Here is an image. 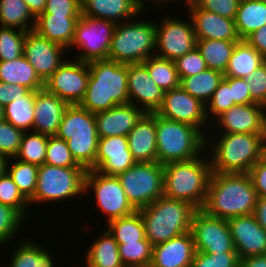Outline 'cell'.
I'll list each match as a JSON object with an SVG mask.
<instances>
[{"label": "cell", "mask_w": 266, "mask_h": 267, "mask_svg": "<svg viewBox=\"0 0 266 267\" xmlns=\"http://www.w3.org/2000/svg\"><path fill=\"white\" fill-rule=\"evenodd\" d=\"M257 198L248 173L212 172L202 210L223 219L251 215Z\"/></svg>", "instance_id": "cell-1"}, {"label": "cell", "mask_w": 266, "mask_h": 267, "mask_svg": "<svg viewBox=\"0 0 266 267\" xmlns=\"http://www.w3.org/2000/svg\"><path fill=\"white\" fill-rule=\"evenodd\" d=\"M89 81L80 106L97 113L129 103L127 64L111 60L88 62Z\"/></svg>", "instance_id": "cell-2"}, {"label": "cell", "mask_w": 266, "mask_h": 267, "mask_svg": "<svg viewBox=\"0 0 266 267\" xmlns=\"http://www.w3.org/2000/svg\"><path fill=\"white\" fill-rule=\"evenodd\" d=\"M203 156L207 157L202 154L189 161L164 164L163 196L183 200L202 209L212 174L210 158L204 159Z\"/></svg>", "instance_id": "cell-3"}, {"label": "cell", "mask_w": 266, "mask_h": 267, "mask_svg": "<svg viewBox=\"0 0 266 267\" xmlns=\"http://www.w3.org/2000/svg\"><path fill=\"white\" fill-rule=\"evenodd\" d=\"M205 136V137H204ZM196 127L161 117L156 113L157 162L189 161L208 150V137Z\"/></svg>", "instance_id": "cell-4"}, {"label": "cell", "mask_w": 266, "mask_h": 267, "mask_svg": "<svg viewBox=\"0 0 266 267\" xmlns=\"http://www.w3.org/2000/svg\"><path fill=\"white\" fill-rule=\"evenodd\" d=\"M210 157L212 172L248 173L266 153V135L220 133Z\"/></svg>", "instance_id": "cell-5"}, {"label": "cell", "mask_w": 266, "mask_h": 267, "mask_svg": "<svg viewBox=\"0 0 266 267\" xmlns=\"http://www.w3.org/2000/svg\"><path fill=\"white\" fill-rule=\"evenodd\" d=\"M197 208L165 196L138 209L145 225L146 239L154 246L189 232Z\"/></svg>", "instance_id": "cell-6"}, {"label": "cell", "mask_w": 266, "mask_h": 267, "mask_svg": "<svg viewBox=\"0 0 266 267\" xmlns=\"http://www.w3.org/2000/svg\"><path fill=\"white\" fill-rule=\"evenodd\" d=\"M56 136L67 141L79 165L89 170L95 164L99 140L95 113L80 105H69L64 111Z\"/></svg>", "instance_id": "cell-7"}, {"label": "cell", "mask_w": 266, "mask_h": 267, "mask_svg": "<svg viewBox=\"0 0 266 267\" xmlns=\"http://www.w3.org/2000/svg\"><path fill=\"white\" fill-rule=\"evenodd\" d=\"M155 45V22L134 19L124 21L116 25L108 60L121 64L143 63L149 57L155 56Z\"/></svg>", "instance_id": "cell-8"}, {"label": "cell", "mask_w": 266, "mask_h": 267, "mask_svg": "<svg viewBox=\"0 0 266 267\" xmlns=\"http://www.w3.org/2000/svg\"><path fill=\"white\" fill-rule=\"evenodd\" d=\"M86 171L84 167H56L45 163L40 165L36 189L28 200L29 205L85 195Z\"/></svg>", "instance_id": "cell-9"}, {"label": "cell", "mask_w": 266, "mask_h": 267, "mask_svg": "<svg viewBox=\"0 0 266 267\" xmlns=\"http://www.w3.org/2000/svg\"><path fill=\"white\" fill-rule=\"evenodd\" d=\"M117 177L127 200L136 210L152 204L164 194V165L158 162H136Z\"/></svg>", "instance_id": "cell-10"}, {"label": "cell", "mask_w": 266, "mask_h": 267, "mask_svg": "<svg viewBox=\"0 0 266 267\" xmlns=\"http://www.w3.org/2000/svg\"><path fill=\"white\" fill-rule=\"evenodd\" d=\"M116 23L99 18L81 16L76 24L70 47L80 49L75 59L83 62L107 60ZM83 51H82V50Z\"/></svg>", "instance_id": "cell-11"}, {"label": "cell", "mask_w": 266, "mask_h": 267, "mask_svg": "<svg viewBox=\"0 0 266 267\" xmlns=\"http://www.w3.org/2000/svg\"><path fill=\"white\" fill-rule=\"evenodd\" d=\"M85 194L93 191L96 204L106 214V224L129 216L136 209L127 200L126 193L117 176H107L96 170H87L85 175Z\"/></svg>", "instance_id": "cell-12"}, {"label": "cell", "mask_w": 266, "mask_h": 267, "mask_svg": "<svg viewBox=\"0 0 266 267\" xmlns=\"http://www.w3.org/2000/svg\"><path fill=\"white\" fill-rule=\"evenodd\" d=\"M70 60V61H69ZM65 59L59 68L44 82V88L68 105H80L89 81V65L76 59Z\"/></svg>", "instance_id": "cell-13"}, {"label": "cell", "mask_w": 266, "mask_h": 267, "mask_svg": "<svg viewBox=\"0 0 266 267\" xmlns=\"http://www.w3.org/2000/svg\"><path fill=\"white\" fill-rule=\"evenodd\" d=\"M195 250L207 254L236 252L227 219L207 214L197 209L190 229Z\"/></svg>", "instance_id": "cell-14"}, {"label": "cell", "mask_w": 266, "mask_h": 267, "mask_svg": "<svg viewBox=\"0 0 266 267\" xmlns=\"http://www.w3.org/2000/svg\"><path fill=\"white\" fill-rule=\"evenodd\" d=\"M162 19L160 26L156 23V56L175 61L196 48L197 38L191 19L189 22L169 16Z\"/></svg>", "instance_id": "cell-15"}, {"label": "cell", "mask_w": 266, "mask_h": 267, "mask_svg": "<svg viewBox=\"0 0 266 267\" xmlns=\"http://www.w3.org/2000/svg\"><path fill=\"white\" fill-rule=\"evenodd\" d=\"M156 113L163 118L192 125L201 132L208 122L205 104L181 86L164 92L163 103Z\"/></svg>", "instance_id": "cell-16"}, {"label": "cell", "mask_w": 266, "mask_h": 267, "mask_svg": "<svg viewBox=\"0 0 266 267\" xmlns=\"http://www.w3.org/2000/svg\"><path fill=\"white\" fill-rule=\"evenodd\" d=\"M65 48L38 35L34 30L27 32L23 55L45 82L64 62Z\"/></svg>", "instance_id": "cell-17"}, {"label": "cell", "mask_w": 266, "mask_h": 267, "mask_svg": "<svg viewBox=\"0 0 266 267\" xmlns=\"http://www.w3.org/2000/svg\"><path fill=\"white\" fill-rule=\"evenodd\" d=\"M127 81L129 103L145 113L156 112L161 107L164 91L153 81L143 63L127 64Z\"/></svg>", "instance_id": "cell-18"}, {"label": "cell", "mask_w": 266, "mask_h": 267, "mask_svg": "<svg viewBox=\"0 0 266 267\" xmlns=\"http://www.w3.org/2000/svg\"><path fill=\"white\" fill-rule=\"evenodd\" d=\"M239 259L266 254V230L253 214L227 219Z\"/></svg>", "instance_id": "cell-19"}, {"label": "cell", "mask_w": 266, "mask_h": 267, "mask_svg": "<svg viewBox=\"0 0 266 267\" xmlns=\"http://www.w3.org/2000/svg\"><path fill=\"white\" fill-rule=\"evenodd\" d=\"M221 133L266 135V107L259 103L236 104L215 119Z\"/></svg>", "instance_id": "cell-20"}, {"label": "cell", "mask_w": 266, "mask_h": 267, "mask_svg": "<svg viewBox=\"0 0 266 267\" xmlns=\"http://www.w3.org/2000/svg\"><path fill=\"white\" fill-rule=\"evenodd\" d=\"M136 163L127 136L99 138L95 164L90 168L107 176H117Z\"/></svg>", "instance_id": "cell-21"}, {"label": "cell", "mask_w": 266, "mask_h": 267, "mask_svg": "<svg viewBox=\"0 0 266 267\" xmlns=\"http://www.w3.org/2000/svg\"><path fill=\"white\" fill-rule=\"evenodd\" d=\"M197 39L240 41L233 19L199 8L192 0L186 4Z\"/></svg>", "instance_id": "cell-22"}, {"label": "cell", "mask_w": 266, "mask_h": 267, "mask_svg": "<svg viewBox=\"0 0 266 267\" xmlns=\"http://www.w3.org/2000/svg\"><path fill=\"white\" fill-rule=\"evenodd\" d=\"M144 114L131 103L95 113L98 137L127 136Z\"/></svg>", "instance_id": "cell-23"}, {"label": "cell", "mask_w": 266, "mask_h": 267, "mask_svg": "<svg viewBox=\"0 0 266 267\" xmlns=\"http://www.w3.org/2000/svg\"><path fill=\"white\" fill-rule=\"evenodd\" d=\"M191 231L153 246L150 267H191L195 254Z\"/></svg>", "instance_id": "cell-24"}, {"label": "cell", "mask_w": 266, "mask_h": 267, "mask_svg": "<svg viewBox=\"0 0 266 267\" xmlns=\"http://www.w3.org/2000/svg\"><path fill=\"white\" fill-rule=\"evenodd\" d=\"M81 4L83 16L106 19L116 24L134 19L147 10L144 0H81Z\"/></svg>", "instance_id": "cell-25"}, {"label": "cell", "mask_w": 266, "mask_h": 267, "mask_svg": "<svg viewBox=\"0 0 266 267\" xmlns=\"http://www.w3.org/2000/svg\"><path fill=\"white\" fill-rule=\"evenodd\" d=\"M69 105L45 88L35 91L33 131L56 135L65 109Z\"/></svg>", "instance_id": "cell-26"}, {"label": "cell", "mask_w": 266, "mask_h": 267, "mask_svg": "<svg viewBox=\"0 0 266 267\" xmlns=\"http://www.w3.org/2000/svg\"><path fill=\"white\" fill-rule=\"evenodd\" d=\"M127 138L136 162H157L156 112L145 113Z\"/></svg>", "instance_id": "cell-27"}, {"label": "cell", "mask_w": 266, "mask_h": 267, "mask_svg": "<svg viewBox=\"0 0 266 267\" xmlns=\"http://www.w3.org/2000/svg\"><path fill=\"white\" fill-rule=\"evenodd\" d=\"M79 18L65 17V15H38L34 31L41 37L68 50L74 39L75 27Z\"/></svg>", "instance_id": "cell-28"}, {"label": "cell", "mask_w": 266, "mask_h": 267, "mask_svg": "<svg viewBox=\"0 0 266 267\" xmlns=\"http://www.w3.org/2000/svg\"><path fill=\"white\" fill-rule=\"evenodd\" d=\"M0 82L22 85L30 91L44 88V82L24 55L15 60L0 61Z\"/></svg>", "instance_id": "cell-29"}, {"label": "cell", "mask_w": 266, "mask_h": 267, "mask_svg": "<svg viewBox=\"0 0 266 267\" xmlns=\"http://www.w3.org/2000/svg\"><path fill=\"white\" fill-rule=\"evenodd\" d=\"M265 61L266 59L246 40H240L236 43L224 76L246 78Z\"/></svg>", "instance_id": "cell-30"}, {"label": "cell", "mask_w": 266, "mask_h": 267, "mask_svg": "<svg viewBox=\"0 0 266 267\" xmlns=\"http://www.w3.org/2000/svg\"><path fill=\"white\" fill-rule=\"evenodd\" d=\"M86 252L87 267H125L120 259L118 243L106 229Z\"/></svg>", "instance_id": "cell-31"}, {"label": "cell", "mask_w": 266, "mask_h": 267, "mask_svg": "<svg viewBox=\"0 0 266 267\" xmlns=\"http://www.w3.org/2000/svg\"><path fill=\"white\" fill-rule=\"evenodd\" d=\"M234 22L240 39L245 40L257 29L266 25V3L240 0Z\"/></svg>", "instance_id": "cell-32"}, {"label": "cell", "mask_w": 266, "mask_h": 267, "mask_svg": "<svg viewBox=\"0 0 266 267\" xmlns=\"http://www.w3.org/2000/svg\"><path fill=\"white\" fill-rule=\"evenodd\" d=\"M237 42L239 41L197 39L196 48L201 53L208 68L224 74Z\"/></svg>", "instance_id": "cell-33"}, {"label": "cell", "mask_w": 266, "mask_h": 267, "mask_svg": "<svg viewBox=\"0 0 266 267\" xmlns=\"http://www.w3.org/2000/svg\"><path fill=\"white\" fill-rule=\"evenodd\" d=\"M106 225L104 230L107 229L118 244L148 241L144 221L138 210L129 216L112 220Z\"/></svg>", "instance_id": "cell-34"}, {"label": "cell", "mask_w": 266, "mask_h": 267, "mask_svg": "<svg viewBox=\"0 0 266 267\" xmlns=\"http://www.w3.org/2000/svg\"><path fill=\"white\" fill-rule=\"evenodd\" d=\"M223 78V73L207 68L199 74L184 77L180 81V86L206 105Z\"/></svg>", "instance_id": "cell-35"}, {"label": "cell", "mask_w": 266, "mask_h": 267, "mask_svg": "<svg viewBox=\"0 0 266 267\" xmlns=\"http://www.w3.org/2000/svg\"><path fill=\"white\" fill-rule=\"evenodd\" d=\"M35 22L36 17L23 0H0V26L30 32Z\"/></svg>", "instance_id": "cell-36"}, {"label": "cell", "mask_w": 266, "mask_h": 267, "mask_svg": "<svg viewBox=\"0 0 266 267\" xmlns=\"http://www.w3.org/2000/svg\"><path fill=\"white\" fill-rule=\"evenodd\" d=\"M31 240H24L14 249L9 267H54L53 257L43 246ZM7 265L5 267H8Z\"/></svg>", "instance_id": "cell-37"}, {"label": "cell", "mask_w": 266, "mask_h": 267, "mask_svg": "<svg viewBox=\"0 0 266 267\" xmlns=\"http://www.w3.org/2000/svg\"><path fill=\"white\" fill-rule=\"evenodd\" d=\"M35 91L8 103L4 107V119L23 132L33 131Z\"/></svg>", "instance_id": "cell-38"}, {"label": "cell", "mask_w": 266, "mask_h": 267, "mask_svg": "<svg viewBox=\"0 0 266 267\" xmlns=\"http://www.w3.org/2000/svg\"><path fill=\"white\" fill-rule=\"evenodd\" d=\"M143 64L146 66L153 81L164 92L180 87V78L173 60L155 55L146 59Z\"/></svg>", "instance_id": "cell-39"}, {"label": "cell", "mask_w": 266, "mask_h": 267, "mask_svg": "<svg viewBox=\"0 0 266 267\" xmlns=\"http://www.w3.org/2000/svg\"><path fill=\"white\" fill-rule=\"evenodd\" d=\"M8 161L7 172L12 177L21 194L29 200L35 192L39 166L15 158V162ZM11 164V166H10Z\"/></svg>", "instance_id": "cell-40"}, {"label": "cell", "mask_w": 266, "mask_h": 267, "mask_svg": "<svg viewBox=\"0 0 266 267\" xmlns=\"http://www.w3.org/2000/svg\"><path fill=\"white\" fill-rule=\"evenodd\" d=\"M30 133H23L20 148L15 158L38 166L43 165L45 163L48 135L34 131Z\"/></svg>", "instance_id": "cell-41"}, {"label": "cell", "mask_w": 266, "mask_h": 267, "mask_svg": "<svg viewBox=\"0 0 266 267\" xmlns=\"http://www.w3.org/2000/svg\"><path fill=\"white\" fill-rule=\"evenodd\" d=\"M120 259L125 267H150L153 245L149 241L118 244Z\"/></svg>", "instance_id": "cell-42"}, {"label": "cell", "mask_w": 266, "mask_h": 267, "mask_svg": "<svg viewBox=\"0 0 266 267\" xmlns=\"http://www.w3.org/2000/svg\"><path fill=\"white\" fill-rule=\"evenodd\" d=\"M26 31L0 26V61H11L23 55Z\"/></svg>", "instance_id": "cell-43"}, {"label": "cell", "mask_w": 266, "mask_h": 267, "mask_svg": "<svg viewBox=\"0 0 266 267\" xmlns=\"http://www.w3.org/2000/svg\"><path fill=\"white\" fill-rule=\"evenodd\" d=\"M45 164L56 167H83L73 158L67 141L58 138L56 135H48Z\"/></svg>", "instance_id": "cell-44"}, {"label": "cell", "mask_w": 266, "mask_h": 267, "mask_svg": "<svg viewBox=\"0 0 266 267\" xmlns=\"http://www.w3.org/2000/svg\"><path fill=\"white\" fill-rule=\"evenodd\" d=\"M0 203L13 207L24 218L28 212L29 201L18 190L12 177L6 172L0 176Z\"/></svg>", "instance_id": "cell-45"}, {"label": "cell", "mask_w": 266, "mask_h": 267, "mask_svg": "<svg viewBox=\"0 0 266 267\" xmlns=\"http://www.w3.org/2000/svg\"><path fill=\"white\" fill-rule=\"evenodd\" d=\"M24 217L13 207L0 203V246L7 245L21 230Z\"/></svg>", "instance_id": "cell-46"}, {"label": "cell", "mask_w": 266, "mask_h": 267, "mask_svg": "<svg viewBox=\"0 0 266 267\" xmlns=\"http://www.w3.org/2000/svg\"><path fill=\"white\" fill-rule=\"evenodd\" d=\"M234 105L236 104L234 103V99H232L230 85L223 79L205 105L206 117L208 120L213 117L216 119Z\"/></svg>", "instance_id": "cell-47"}, {"label": "cell", "mask_w": 266, "mask_h": 267, "mask_svg": "<svg viewBox=\"0 0 266 267\" xmlns=\"http://www.w3.org/2000/svg\"><path fill=\"white\" fill-rule=\"evenodd\" d=\"M23 131L16 128L8 121H0V154L9 159L18 154Z\"/></svg>", "instance_id": "cell-48"}, {"label": "cell", "mask_w": 266, "mask_h": 267, "mask_svg": "<svg viewBox=\"0 0 266 267\" xmlns=\"http://www.w3.org/2000/svg\"><path fill=\"white\" fill-rule=\"evenodd\" d=\"M191 267H240V259L237 252L207 254L196 251Z\"/></svg>", "instance_id": "cell-49"}, {"label": "cell", "mask_w": 266, "mask_h": 267, "mask_svg": "<svg viewBox=\"0 0 266 267\" xmlns=\"http://www.w3.org/2000/svg\"><path fill=\"white\" fill-rule=\"evenodd\" d=\"M180 81L207 69V64L197 48L178 57L175 61Z\"/></svg>", "instance_id": "cell-50"}, {"label": "cell", "mask_w": 266, "mask_h": 267, "mask_svg": "<svg viewBox=\"0 0 266 267\" xmlns=\"http://www.w3.org/2000/svg\"><path fill=\"white\" fill-rule=\"evenodd\" d=\"M251 98L266 107V61L245 78Z\"/></svg>", "instance_id": "cell-51"}, {"label": "cell", "mask_w": 266, "mask_h": 267, "mask_svg": "<svg viewBox=\"0 0 266 267\" xmlns=\"http://www.w3.org/2000/svg\"><path fill=\"white\" fill-rule=\"evenodd\" d=\"M39 15H65V17H81V0H47L44 12Z\"/></svg>", "instance_id": "cell-52"}, {"label": "cell", "mask_w": 266, "mask_h": 267, "mask_svg": "<svg viewBox=\"0 0 266 267\" xmlns=\"http://www.w3.org/2000/svg\"><path fill=\"white\" fill-rule=\"evenodd\" d=\"M199 8L235 19L240 0H192Z\"/></svg>", "instance_id": "cell-53"}, {"label": "cell", "mask_w": 266, "mask_h": 267, "mask_svg": "<svg viewBox=\"0 0 266 267\" xmlns=\"http://www.w3.org/2000/svg\"><path fill=\"white\" fill-rule=\"evenodd\" d=\"M223 79L230 85L232 99H234L235 104L247 105L250 103H256L251 98L248 83L245 78L224 76Z\"/></svg>", "instance_id": "cell-54"}, {"label": "cell", "mask_w": 266, "mask_h": 267, "mask_svg": "<svg viewBox=\"0 0 266 267\" xmlns=\"http://www.w3.org/2000/svg\"><path fill=\"white\" fill-rule=\"evenodd\" d=\"M248 174L251 177L257 196L266 197V153L250 169Z\"/></svg>", "instance_id": "cell-55"}, {"label": "cell", "mask_w": 266, "mask_h": 267, "mask_svg": "<svg viewBox=\"0 0 266 267\" xmlns=\"http://www.w3.org/2000/svg\"><path fill=\"white\" fill-rule=\"evenodd\" d=\"M29 91L27 87L22 85L0 82V104L5 107L8 103L24 97Z\"/></svg>", "instance_id": "cell-56"}, {"label": "cell", "mask_w": 266, "mask_h": 267, "mask_svg": "<svg viewBox=\"0 0 266 267\" xmlns=\"http://www.w3.org/2000/svg\"><path fill=\"white\" fill-rule=\"evenodd\" d=\"M245 40L266 59V25L257 29Z\"/></svg>", "instance_id": "cell-57"}, {"label": "cell", "mask_w": 266, "mask_h": 267, "mask_svg": "<svg viewBox=\"0 0 266 267\" xmlns=\"http://www.w3.org/2000/svg\"><path fill=\"white\" fill-rule=\"evenodd\" d=\"M257 222L266 230V197H258L253 212Z\"/></svg>", "instance_id": "cell-58"}, {"label": "cell", "mask_w": 266, "mask_h": 267, "mask_svg": "<svg viewBox=\"0 0 266 267\" xmlns=\"http://www.w3.org/2000/svg\"><path fill=\"white\" fill-rule=\"evenodd\" d=\"M240 267H266V254L241 259Z\"/></svg>", "instance_id": "cell-59"}, {"label": "cell", "mask_w": 266, "mask_h": 267, "mask_svg": "<svg viewBox=\"0 0 266 267\" xmlns=\"http://www.w3.org/2000/svg\"><path fill=\"white\" fill-rule=\"evenodd\" d=\"M23 1L27 4L32 14L35 17H37L39 14L44 12L47 0H23Z\"/></svg>", "instance_id": "cell-60"}, {"label": "cell", "mask_w": 266, "mask_h": 267, "mask_svg": "<svg viewBox=\"0 0 266 267\" xmlns=\"http://www.w3.org/2000/svg\"><path fill=\"white\" fill-rule=\"evenodd\" d=\"M9 158L0 154V176L7 172Z\"/></svg>", "instance_id": "cell-61"}, {"label": "cell", "mask_w": 266, "mask_h": 267, "mask_svg": "<svg viewBox=\"0 0 266 267\" xmlns=\"http://www.w3.org/2000/svg\"><path fill=\"white\" fill-rule=\"evenodd\" d=\"M152 1V0H151ZM156 1V2H155ZM170 1H174V0H154V4L156 3V6H161L162 4L166 3V2H170ZM189 0H185V2L187 3ZM159 4V5H158Z\"/></svg>", "instance_id": "cell-62"}, {"label": "cell", "mask_w": 266, "mask_h": 267, "mask_svg": "<svg viewBox=\"0 0 266 267\" xmlns=\"http://www.w3.org/2000/svg\"><path fill=\"white\" fill-rule=\"evenodd\" d=\"M4 120V107L0 104V121Z\"/></svg>", "instance_id": "cell-63"}]
</instances>
